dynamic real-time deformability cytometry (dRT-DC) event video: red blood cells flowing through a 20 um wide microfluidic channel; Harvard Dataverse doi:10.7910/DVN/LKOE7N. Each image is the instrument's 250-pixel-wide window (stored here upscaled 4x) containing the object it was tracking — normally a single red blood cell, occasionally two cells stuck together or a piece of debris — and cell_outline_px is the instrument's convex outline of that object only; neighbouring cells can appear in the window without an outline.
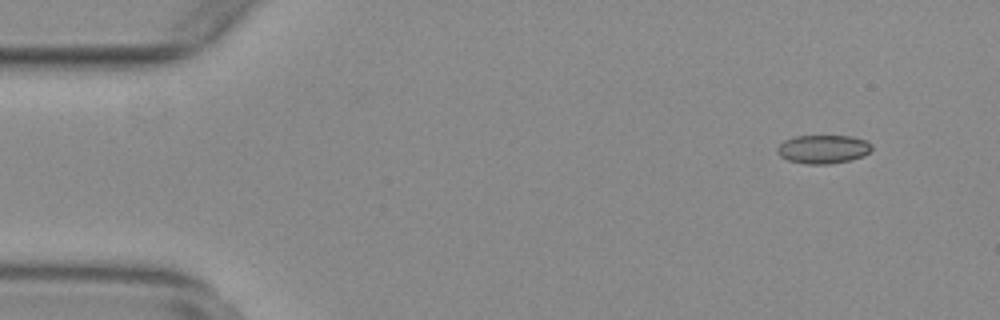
{"species": "common noctule bat (a hibernating species)", "species_latin": "Nyctalus noctula", "temperature_condition": "warm", "stored_images_in_passage": 54, "camera_frame_rate_fps": 3000, "um_per_image_px": 0.085, "animal": {"sex": "female", "body_mass_g": 29.2, "forearm_length_mm": 56.3}, "frame": {"image": 1, "passage_image": 5, "time_ms": 1.333, "image_size_px": [1000, 320], "cell_outline_px": [[872, 148], [864, 156], [848, 160], [828, 164], [804, 164], [788, 160], [780, 156], [776, 152], [776, 148], [784, 140], [796, 136], [852, 136], [868, 140], [872, 144]], "centroid_in_image_um": [69.96, 12.67], "position_along_channel_um": 15.0, "area_um2": 15.84}}
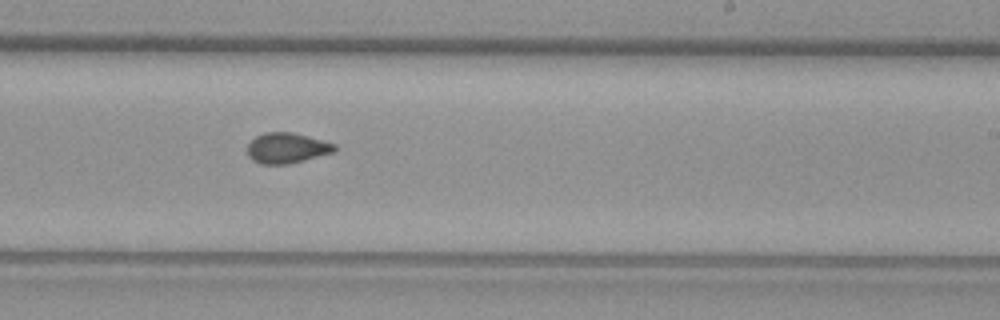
{"frame": {"image": 2, "passage_image": 33, "time_ms": 10.667, "image_size_px": [1000, 320], "cell_outline_px": [[336, 152], [288, 164], [260, 164], [252, 160], [248, 156], [248, 144], [256, 136], [264, 132], [292, 132], [308, 136], [336, 144]], "centroid_in_image_um": [24.39, 12.58], "position_along_channel_um": 264.6, "area_um2": 15.55}}
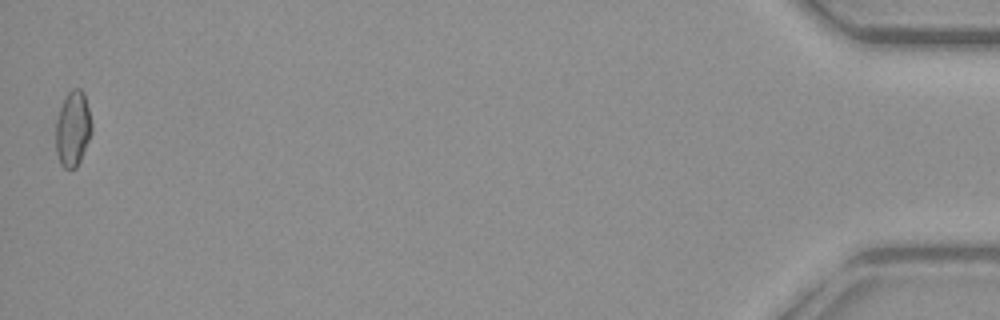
{"frame": {"image": 3, "passage_image": 54, "time_ms": 17.667, "image_size_px": [1000, 320], "cell_outline_px": [[92, 132], [80, 160], [76, 168], [64, 168], [60, 164], [56, 152], [56, 120], [60, 108], [68, 92], [72, 88], [80, 88], [84, 92], [92, 124]], "centroid_in_image_um": [6.19, 10.94], "position_along_channel_um": 429.0, "area_um2": 15.72}, "authors_computed_cell_mechanics": {"area_um2": 15.6349, "velocity_mm_per_s": 3.8174, "shape_relaxation_time_tau1_ms": null, "shape_relaxation_time_tau2_ms": 1.3553, "deformation_change_tau1": null, "deformation_change_tau2": 0.0585}}